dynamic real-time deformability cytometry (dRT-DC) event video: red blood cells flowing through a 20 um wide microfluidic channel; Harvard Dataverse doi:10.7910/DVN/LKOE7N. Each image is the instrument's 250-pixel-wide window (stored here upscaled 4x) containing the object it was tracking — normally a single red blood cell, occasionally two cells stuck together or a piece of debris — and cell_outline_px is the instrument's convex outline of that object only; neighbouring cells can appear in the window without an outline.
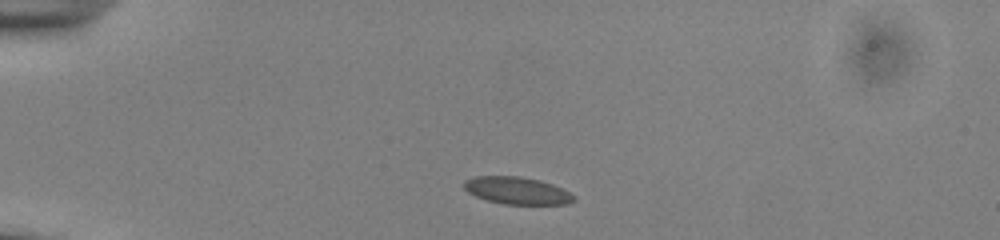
{"species": "common noctule bat (a hibernating species)", "species_latin": "Nyctalus noctula", "temperature_condition": "cold", "stored_images_in_passage": 41, "camera_frame_rate_fps": 3000, "um_per_image_px": 0.085, "animal": {"sex": "male", "body_mass_g": 13.0, "forearm_length_mm": 53.1}, "frame": {"image": 1, "passage_image": 1, "time_ms": 0.0, "image_size_px": [1000, 240], "cell_outline_px": [[576, 200], [568, 204], [504, 204], [488, 200], [476, 196], [468, 192], [464, 188], [464, 180], [472, 176], [520, 176], [540, 180], [552, 184], [576, 196]], "centroid_in_image_um": [43.94, 16.19], "position_along_channel_um": 41.1, "area_um2": 17.46}}
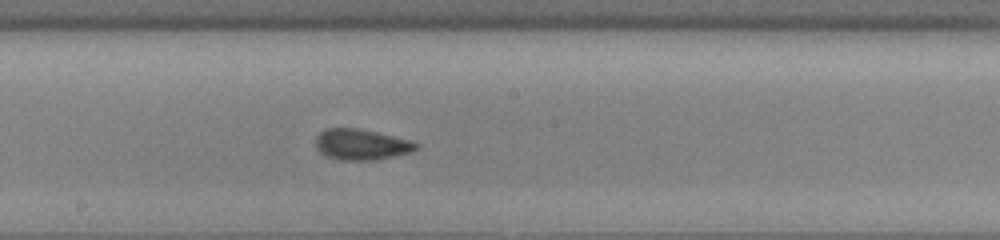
{"frame": {"image": 2, "passage_image": 18, "time_ms": 5.667, "image_size_px": [1000, 240], "cell_outline_px": [[420, 148], [412, 152], [380, 160], [340, 160], [328, 156], [320, 152], [316, 144], [316, 136], [320, 132], [328, 128], [356, 128], [376, 132], [412, 140], [420, 144]], "centroid_in_image_um": [30.79, 12.29], "position_along_channel_um": 217.4, "area_um2": 18.21}}
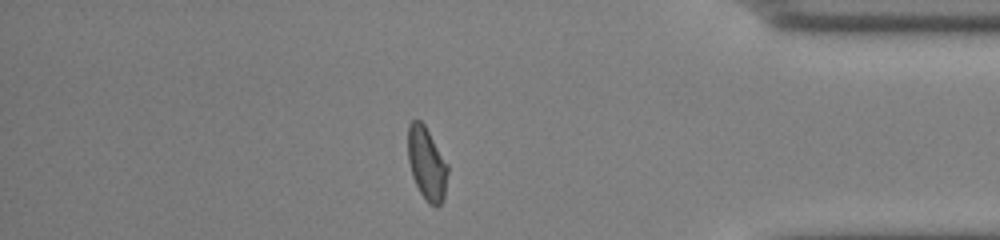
{"frame": {"image": 3, "passage_image": 34, "time_ms": 11.0, "image_size_px": [1000, 240], "cell_outline_px": [[448, 172], [444, 200], [436, 208], [428, 204], [424, 200], [412, 176], [408, 160], [408, 124], [412, 120], [420, 120], [424, 124], [448, 164]], "centroid_in_image_um": [36.28, 13.94], "position_along_channel_um": 398.9, "area_um2": 17.11}, "authors_computed_cell_mechanics": {"area_um2": 17.4556, "velocity_mm_per_s": 3.8768, "shape_relaxation_time_tau1_ms": 3.9716, "shape_relaxation_time_tau2_ms": 0.8909, "deformation_change_tau1": 0.0816, "deformation_change_tau2": 0.0406}}